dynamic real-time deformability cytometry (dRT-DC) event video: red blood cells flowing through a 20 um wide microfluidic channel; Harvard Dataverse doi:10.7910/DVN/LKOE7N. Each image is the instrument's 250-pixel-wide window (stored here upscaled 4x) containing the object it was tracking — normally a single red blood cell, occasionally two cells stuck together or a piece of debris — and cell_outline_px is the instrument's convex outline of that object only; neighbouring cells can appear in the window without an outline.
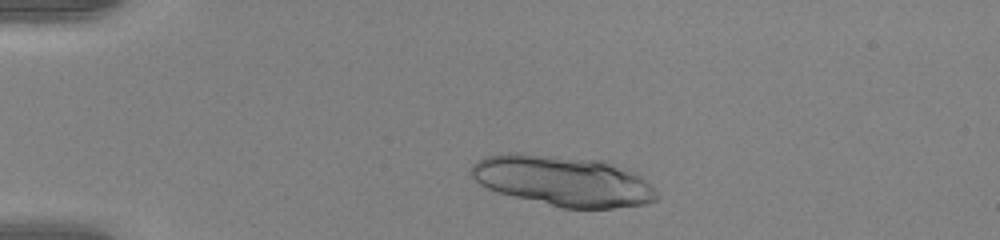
{"species": "human", "species_latin": "Homo sapiens", "temperature_condition": "warm", "stored_images_in_passage": 44, "camera_frame_rate_fps": 3000, "um_per_image_px": 0.085, "donor": {"sex": "female"}, "frame": {"image": 1, "passage_image": 4, "time_ms": 1.0, "image_size_px": [1000, 240], "cell_outline_px": [[660, 196], [656, 200], [644, 204], [612, 208], [560, 208], [496, 192], [480, 184], [468, 172], [472, 164], [476, 160], [488, 156], [508, 152], [524, 152], [608, 160], [636, 172], [644, 176]], "centroid_in_image_um": [47.88, 15.34], "position_along_channel_um": 37.1, "area_um2": 55.78}}
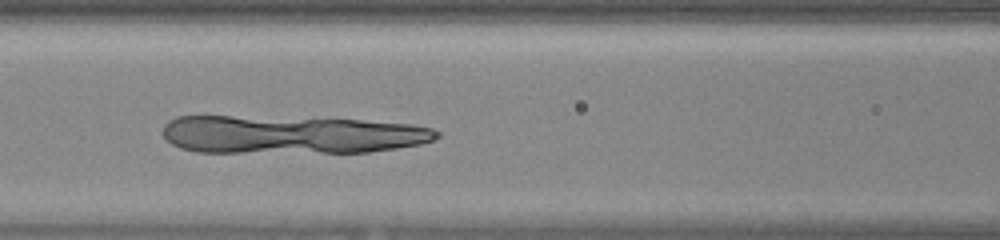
{"frame": {"image": 2, "passage_image": 16, "time_ms": 5.0, "image_size_px": [1000, 240], "cell_outline_px": [[440, 136], [432, 140], [420, 144], [396, 148], [368, 152], [196, 152], [180, 148], [164, 140], [164, 124], [168, 120], [176, 116], [232, 116], [360, 120], [412, 124], [432, 128], [440, 132]], "centroid_in_image_um": [24.72, 11.44], "position_along_channel_um": 141.9, "area_um2": 60.86}}